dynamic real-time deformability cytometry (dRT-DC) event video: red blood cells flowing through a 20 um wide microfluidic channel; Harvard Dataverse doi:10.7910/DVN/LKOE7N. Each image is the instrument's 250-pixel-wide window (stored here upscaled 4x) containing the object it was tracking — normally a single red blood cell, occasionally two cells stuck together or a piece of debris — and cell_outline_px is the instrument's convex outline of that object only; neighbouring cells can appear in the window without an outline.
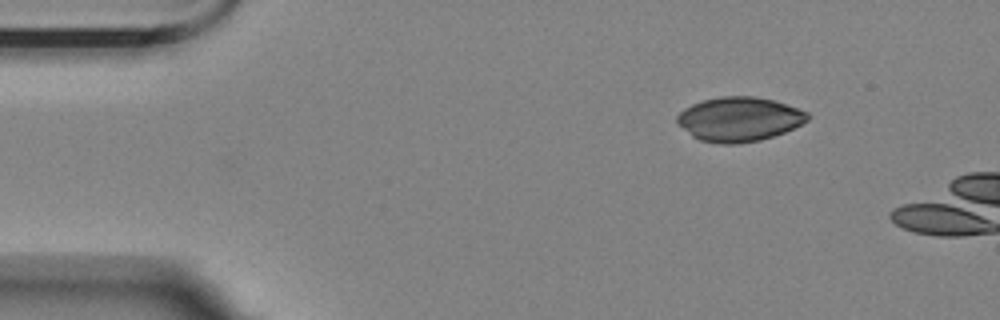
{"species": "Egyptian fruit bat (a non-hibernating species)", "species_latin": "Rousettus aegyptiacus", "temperature_condition": "room temperature", "stored_images_in_passage": 2, "camera_frame_rate_fps": 3000, "um_per_image_px": 0.085, "animal": {"sex": "female"}, "frame": {"image": 1, "passage_image": 1, "time_ms": 0.0, "image_size_px": [1000, 320], "cell_outline_px": [[812, 116], [808, 120], [784, 132], [760, 140], [736, 144], [720, 144], [700, 140], [692, 136], [676, 120], [676, 116], [684, 108], [692, 104], [704, 100], [720, 96], [752, 96], [772, 100], [808, 112]], "centroid_in_image_um": [62.82, 10.13], "position_along_channel_um": 22.2, "area_um2": 33.41}}